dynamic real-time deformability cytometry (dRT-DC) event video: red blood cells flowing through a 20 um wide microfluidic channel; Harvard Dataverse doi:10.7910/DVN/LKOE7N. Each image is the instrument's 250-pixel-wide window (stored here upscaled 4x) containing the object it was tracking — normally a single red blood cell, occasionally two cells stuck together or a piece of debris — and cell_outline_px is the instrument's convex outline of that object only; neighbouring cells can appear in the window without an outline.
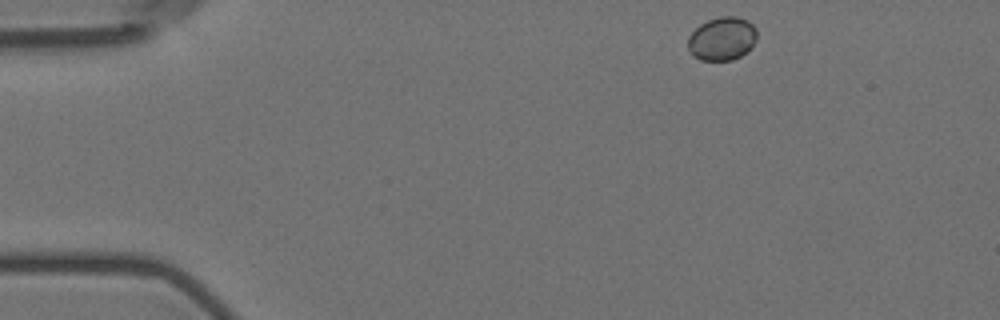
{"species": "Egyptian fruit bat (a non-hibernating species)", "species_latin": "Rousettus aegyptiacus", "temperature_condition": "room temperature", "stored_images_in_passage": 6, "camera_frame_rate_fps": 3000, "um_per_image_px": 0.085, "animal": {"sex": "female"}, "frame": {"image": 1, "passage_image": 1, "time_ms": 0.0, "image_size_px": [1000, 320], "cell_outline_px": [[756, 40], [748, 52], [732, 60], [700, 60], [692, 56], [688, 48], [688, 36], [700, 24], [708, 20], [720, 16], [736, 16], [748, 20], [756, 28]], "centroid_in_image_um": [61.38, 3.29], "position_along_channel_um": 23.6, "area_um2": 17.63}}
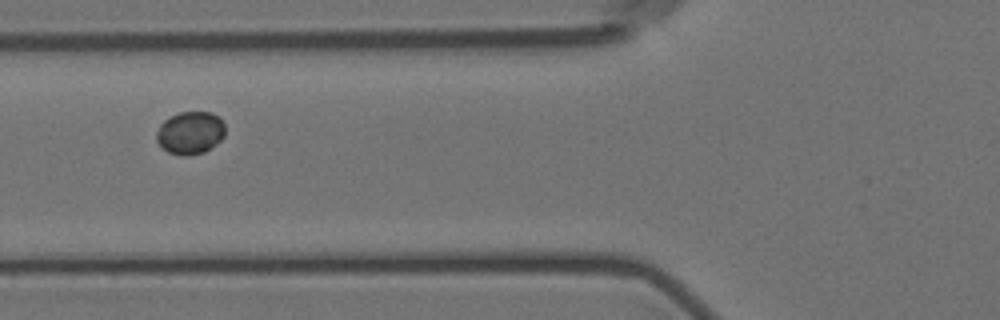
{"frame": {"image": 2, "passage_image": 5, "time_ms": 4.667, "image_size_px": [1000, 320], "cell_outline_px": [[224, 136], [216, 144], [204, 152], [188, 156], [180, 156], [168, 152], [156, 140], [156, 132], [160, 124], [164, 120], [180, 112], [212, 112], [220, 116], [224, 124]], "centroid_in_image_um": [16.18, 11.29], "position_along_channel_um": 109.6, "area_um2": 17.17}}
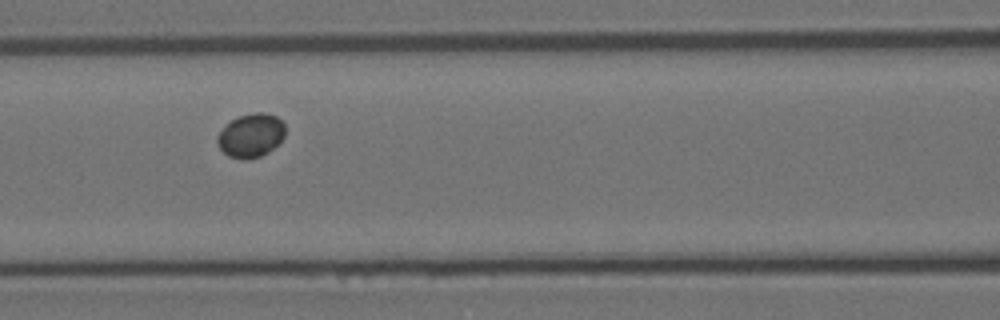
{"frame": {"image": 3, "passage_image": 6, "time_ms": 5.667, "image_size_px": [1000, 320], "cell_outline_px": [[284, 136], [272, 148], [260, 156], [244, 160], [228, 156], [220, 148], [216, 140], [216, 136], [232, 120], [240, 116], [256, 112], [264, 112], [276, 116], [284, 124]], "centroid_in_image_um": [21.31, 11.51], "position_along_channel_um": 145.3, "area_um2": 16.88}}